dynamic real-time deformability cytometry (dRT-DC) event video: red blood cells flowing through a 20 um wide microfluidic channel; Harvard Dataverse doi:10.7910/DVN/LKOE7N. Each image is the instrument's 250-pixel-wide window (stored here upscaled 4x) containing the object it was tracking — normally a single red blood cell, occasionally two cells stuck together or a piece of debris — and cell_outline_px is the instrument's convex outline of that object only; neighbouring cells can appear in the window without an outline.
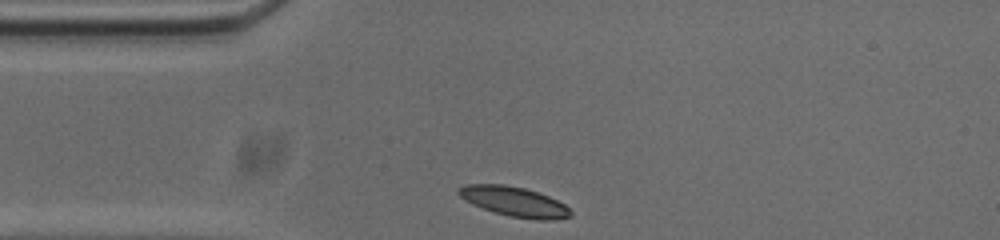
{"species": "common noctule bat (a hibernating species)", "species_latin": "Nyctalus noctula", "temperature_condition": "cold", "stored_images_in_passage": 31, "camera_frame_rate_fps": 3000, "um_per_image_px": 0.085, "animal": {"sex": "male", "body_mass_g": 20.0, "forearm_length_mm": 53.3}, "frame": {"image": 1, "passage_image": 1, "time_ms": 0.0, "image_size_px": [1000, 240], "cell_outline_px": [[572, 216], [556, 220], [536, 220], [508, 216], [472, 204], [464, 200], [456, 192], [464, 184], [504, 184], [524, 188], [548, 196], [564, 204], [572, 212]], "centroid_in_image_um": [43.72, 17.14], "position_along_channel_um": 41.3, "area_um2": 19.36}}
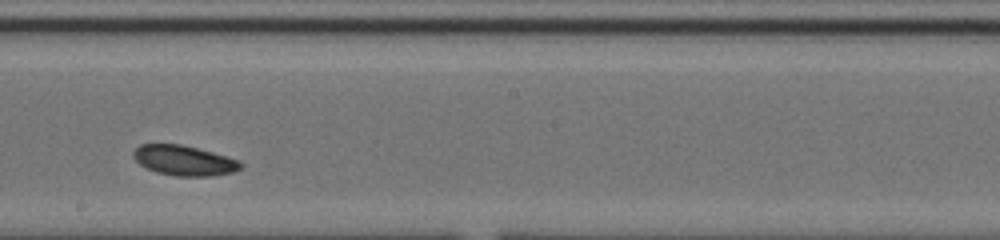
{"frame": {"image": 2, "passage_image": 18, "time_ms": 5.667, "image_size_px": [1000, 240], "cell_outline_px": [[244, 164], [240, 168], [232, 172], [212, 176], [176, 176], [156, 172], [140, 164], [132, 156], [132, 152], [140, 144], [180, 144], [212, 152], [240, 160]], "centroid_in_image_um": [15.65, 13.64], "position_along_channel_um": 232.6, "area_um2": 18.73}}
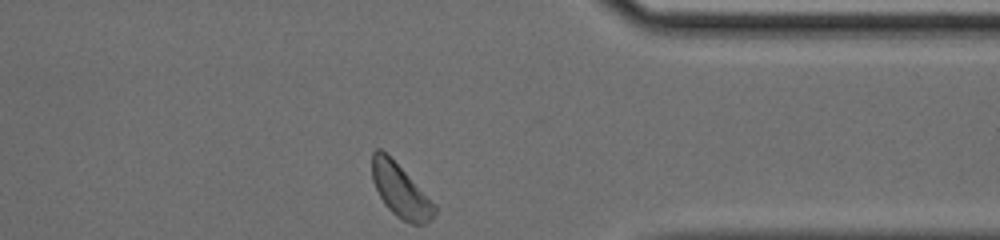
{"frame": {"image": 3, "passage_image": 31, "time_ms": 10.0, "image_size_px": [1000, 240], "cell_outline_px": [[436, 212], [424, 224], [412, 224], [396, 216], [384, 204], [372, 180], [372, 152], [376, 148], [380, 148], [436, 204]], "centroid_in_image_um": [34.02, 16.22], "position_along_channel_um": 377.4, "area_um2": 18.79}, "authors_computed_cell_mechanics": {"area_um2": 19.1896, "velocity_mm_per_s": 3.6543, "shape_relaxation_time_tau1_ms": 1.9592, "shape_relaxation_time_tau2_ms": null, "deformation_change_tau1": 0.0882, "deformation_change_tau2": null}}